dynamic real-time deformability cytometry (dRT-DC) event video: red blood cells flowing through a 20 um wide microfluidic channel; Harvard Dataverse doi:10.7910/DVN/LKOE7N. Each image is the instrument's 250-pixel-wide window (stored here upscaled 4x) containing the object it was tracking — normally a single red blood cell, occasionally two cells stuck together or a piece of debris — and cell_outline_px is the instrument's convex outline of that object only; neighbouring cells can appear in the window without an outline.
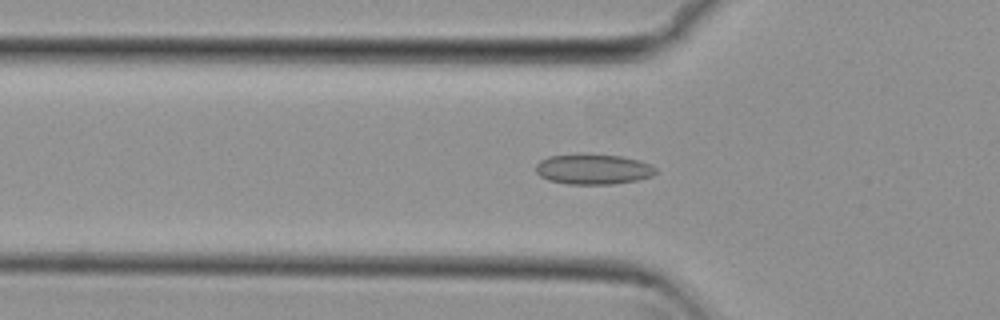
{"species": "common noctule bat (a hibernating species)", "species_latin": "Nyctalus noctula", "temperature_condition": "cold", "stored_images_in_passage": 47, "camera_frame_rate_fps": 3000, "um_per_image_px": 0.085, "animal": {"sex": "female", "body_mass_g": 29.2, "forearm_length_mm": 56.3}, "frame": {"image": 1, "passage_image": 18, "time_ms": 5.667, "image_size_px": [1000, 320], "cell_outline_px": [[656, 172], [652, 176], [636, 180], [612, 184], [568, 184], [548, 180], [540, 176], [536, 172], [536, 164], [540, 160], [548, 156], [588, 152], [620, 156], [652, 164], [656, 168]], "centroid_in_image_um": [50.39, 14.36], "position_along_channel_um": 75.4, "area_um2": 21.56}}
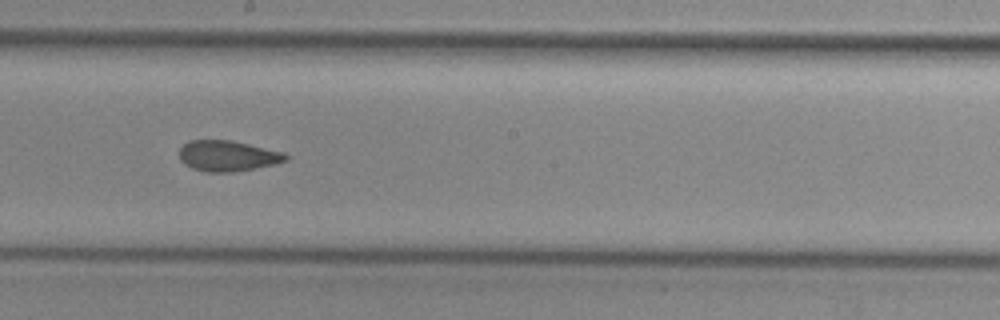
{"frame": {"image": 2, "passage_image": 30, "time_ms": 9.667, "image_size_px": [1000, 320], "cell_outline_px": [[288, 160], [276, 164], [232, 172], [208, 172], [192, 168], [184, 164], [180, 160], [180, 148], [188, 140], [232, 140], [284, 152], [288, 156]], "centroid_in_image_um": [19.36, 13.24], "position_along_channel_um": 228.8, "area_um2": 19.07}}
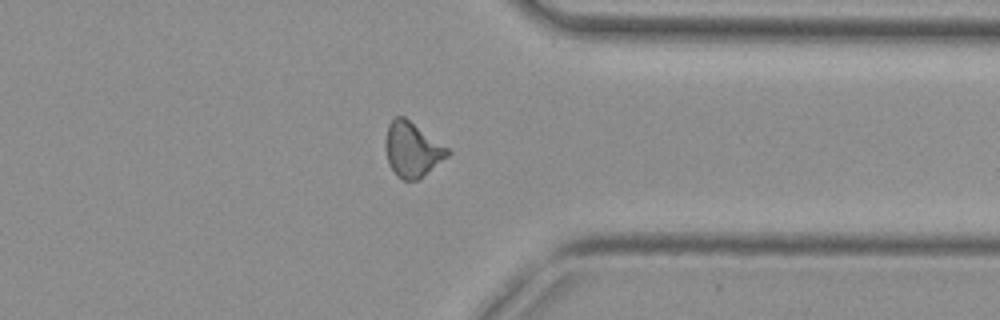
{"frame": {"image": 3, "passage_image": 42, "time_ms": 13.667, "image_size_px": [1000, 320], "cell_outline_px": [[452, 152], [448, 156], [420, 180], [404, 180], [396, 176], [388, 164], [384, 144], [384, 140], [388, 124], [396, 116], [404, 116], [448, 148]], "centroid_in_image_um": [35.02, 12.73], "position_along_channel_um": 376.4, "area_um2": 20.06}}